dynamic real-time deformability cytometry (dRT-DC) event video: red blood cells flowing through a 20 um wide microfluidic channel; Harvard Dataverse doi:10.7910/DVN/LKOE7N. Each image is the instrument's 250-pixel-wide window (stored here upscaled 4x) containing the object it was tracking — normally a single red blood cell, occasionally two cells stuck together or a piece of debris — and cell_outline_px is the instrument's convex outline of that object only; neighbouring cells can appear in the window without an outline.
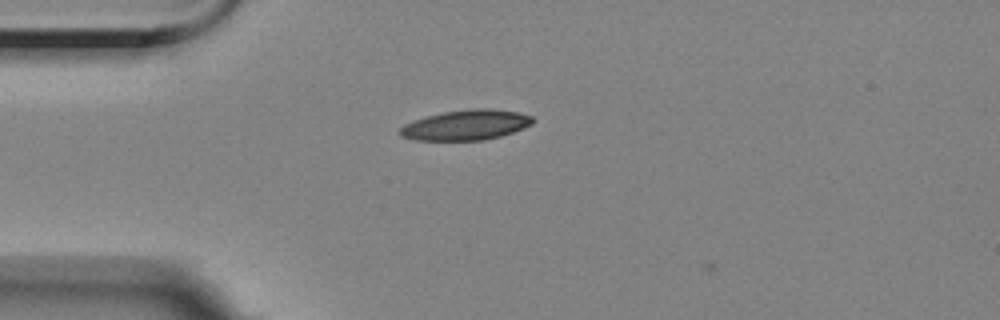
{"species": "Egyptian fruit bat (a non-hibernating species)", "species_latin": "Rousettus aegyptiacus", "temperature_condition": "room temperature", "stored_images_in_passage": 2, "camera_frame_rate_fps": 3000, "um_per_image_px": 0.085, "animal": {"sex": "female"}, "frame": {"image": 1, "passage_image": 1, "time_ms": 0.0, "image_size_px": [1000, 320], "cell_outline_px": [[536, 120], [532, 124], [524, 128], [500, 136], [484, 140], [412, 140], [400, 136], [396, 132], [404, 124], [412, 120], [444, 112], [468, 108], [492, 108], [520, 112], [532, 116]], "centroid_in_image_um": [39.6, 10.62], "position_along_channel_um": 45.4, "area_um2": 23.7}}